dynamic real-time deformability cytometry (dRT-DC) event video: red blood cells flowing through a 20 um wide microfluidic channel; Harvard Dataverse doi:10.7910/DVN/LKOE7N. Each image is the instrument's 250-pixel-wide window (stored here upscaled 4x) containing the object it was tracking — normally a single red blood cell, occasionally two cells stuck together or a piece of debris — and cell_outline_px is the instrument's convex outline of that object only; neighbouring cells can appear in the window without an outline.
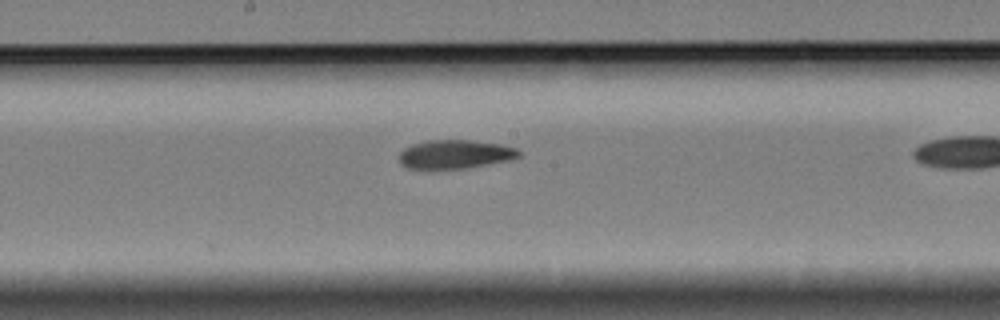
{"species": "Egyptian fruit bat (a non-hibernating species)", "species_latin": "Rousettus aegyptiacus", "temperature_condition": "cold", "stored_images_in_passage": 23, "camera_frame_rate_fps": 3000, "um_per_image_px": 0.085, "animal": {"sex": "female"}, "frame": {"image": 1, "passage_image": 19, "time_ms": 6.0, "image_size_px": [1000, 320], "cell_outline_px": [[520, 156], [508, 160], [468, 168], [428, 172], [408, 168], [400, 164], [400, 152], [404, 148], [412, 144], [428, 140], [472, 140], [500, 144], [516, 148], [520, 152]], "centroid_in_image_um": [38.6, 13.15], "position_along_channel_um": 209.6, "area_um2": 20.75}}
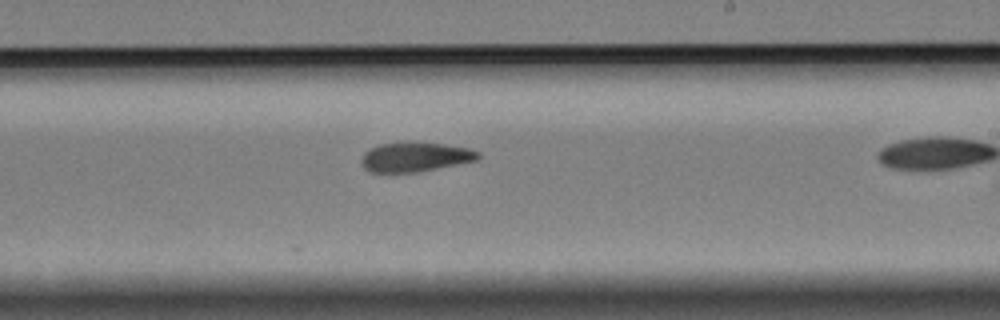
{"frame": {"image": 2, "passage_image": 23, "time_ms": 7.333, "image_size_px": [1000, 320], "cell_outline_px": [[480, 156], [476, 160], [416, 172], [368, 172], [364, 168], [360, 160], [364, 152], [380, 144], [416, 140], [444, 144], [468, 148], [480, 152]], "centroid_in_image_um": [35.26, 13.31], "position_along_channel_um": 253.7, "area_um2": 20.23}}